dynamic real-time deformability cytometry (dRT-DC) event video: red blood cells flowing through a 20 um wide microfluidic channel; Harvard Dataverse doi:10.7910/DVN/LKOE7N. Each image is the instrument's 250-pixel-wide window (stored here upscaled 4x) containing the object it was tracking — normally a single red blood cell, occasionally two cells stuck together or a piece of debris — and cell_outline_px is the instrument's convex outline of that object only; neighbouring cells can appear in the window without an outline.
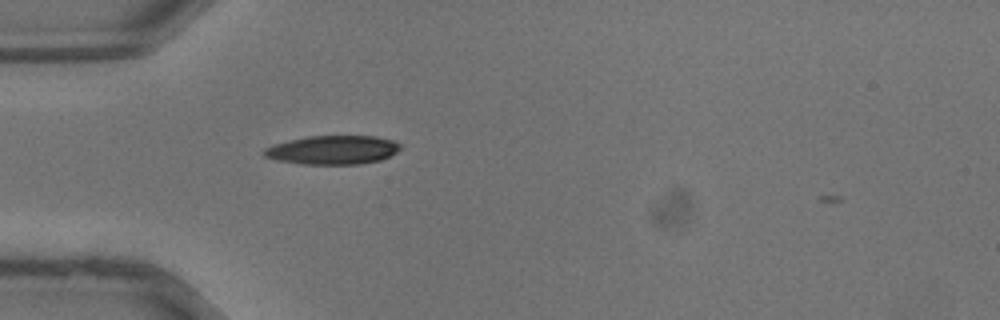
{"species": "common noctule bat (a hibernating species)", "species_latin": "Nyctalus noctula", "temperature_condition": "warm", "stored_images_in_passage": 4, "camera_frame_rate_fps": 3000, "um_per_image_px": 0.085, "animal": {"sex": "male", "body_mass_g": 13.3}, "frame": {"image": 1, "passage_image": 3, "time_ms": 0.667, "image_size_px": [1000, 320], "cell_outline_px": [[400, 148], [396, 152], [380, 160], [360, 164], [300, 164], [276, 160], [264, 156], [264, 148], [272, 144], [288, 140], [308, 136], [376, 136], [392, 140], [400, 144]], "centroid_in_image_um": [28.25, 12.74], "position_along_channel_um": 56.8, "area_um2": 22.89}}